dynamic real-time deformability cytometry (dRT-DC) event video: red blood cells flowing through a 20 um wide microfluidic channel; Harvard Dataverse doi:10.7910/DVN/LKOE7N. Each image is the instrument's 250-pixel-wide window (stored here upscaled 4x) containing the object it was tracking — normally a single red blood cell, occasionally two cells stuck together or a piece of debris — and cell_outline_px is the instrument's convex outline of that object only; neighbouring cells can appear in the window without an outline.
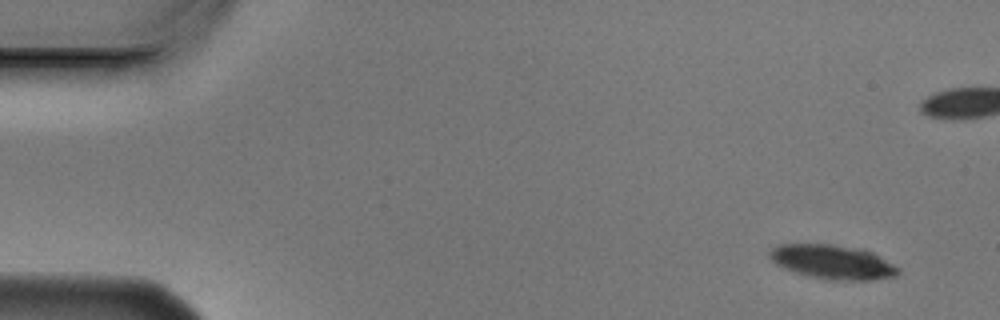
{"species": "Egyptian fruit bat (a non-hibernating species)", "species_latin": "Rousettus aegyptiacus", "temperature_condition": "cold", "stored_images_in_passage": 5, "camera_frame_rate_fps": 3000, "um_per_image_px": 0.085, "animal": {"sex": "male"}, "frame": {"image": 1, "passage_image": 1, "time_ms": 0.0, "image_size_px": [1000, 320], "cell_outline_px": [[900, 272], [896, 276], [872, 280], [832, 280], [808, 276], [784, 268], [776, 264], [768, 256], [768, 252], [772, 248], [780, 244], [832, 244], [856, 248], [872, 252], [900, 268]], "centroid_in_image_um": [70.77, 22.27], "position_along_channel_um": 14.2, "area_um2": 25.55}}
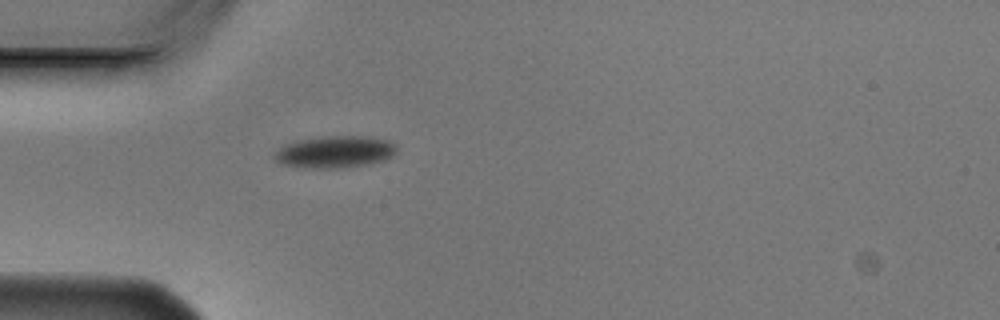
{"frame": {"image": 2, "passage_image": 5, "time_ms": 1.333, "image_size_px": [1000, 320], "cell_outline_px": [[396, 152], [392, 156], [384, 160], [372, 164], [340, 168], [300, 168], [280, 164], [272, 156], [280, 148], [296, 140], [324, 136], [368, 136], [388, 140], [396, 144]], "centroid_in_image_um": [28.48, 12.92], "position_along_channel_um": 56.5, "area_um2": 23.06}}